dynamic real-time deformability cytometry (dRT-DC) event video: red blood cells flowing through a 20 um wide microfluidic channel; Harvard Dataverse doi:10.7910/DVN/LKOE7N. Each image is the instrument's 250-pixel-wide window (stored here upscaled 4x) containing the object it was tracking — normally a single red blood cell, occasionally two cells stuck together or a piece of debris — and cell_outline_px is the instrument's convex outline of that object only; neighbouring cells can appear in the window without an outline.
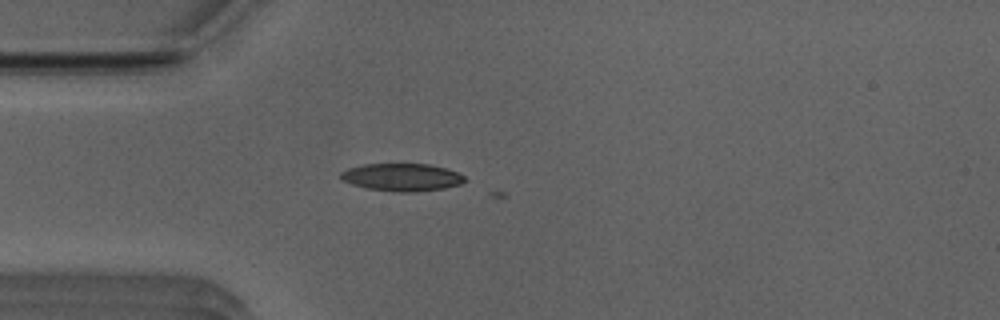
{"species": "Egyptian fruit bat (a non-hibernating species)", "species_latin": "Rousettus aegyptiacus", "temperature_condition": "room temperature", "stored_images_in_passage": 2, "camera_frame_rate_fps": 3000, "um_per_image_px": 0.085, "animal": {"sex": "male"}, "frame": {"image": 1, "passage_image": 1, "time_ms": 0.0, "image_size_px": [1000, 320], "cell_outline_px": [[468, 180], [460, 184], [444, 188], [416, 192], [392, 192], [368, 188], [352, 184], [340, 180], [340, 172], [348, 168], [364, 164], [428, 164], [444, 168], [456, 172], [464, 176]], "centroid_in_image_um": [34.14, 15.07], "position_along_channel_um": 50.9, "area_um2": 20.0}}